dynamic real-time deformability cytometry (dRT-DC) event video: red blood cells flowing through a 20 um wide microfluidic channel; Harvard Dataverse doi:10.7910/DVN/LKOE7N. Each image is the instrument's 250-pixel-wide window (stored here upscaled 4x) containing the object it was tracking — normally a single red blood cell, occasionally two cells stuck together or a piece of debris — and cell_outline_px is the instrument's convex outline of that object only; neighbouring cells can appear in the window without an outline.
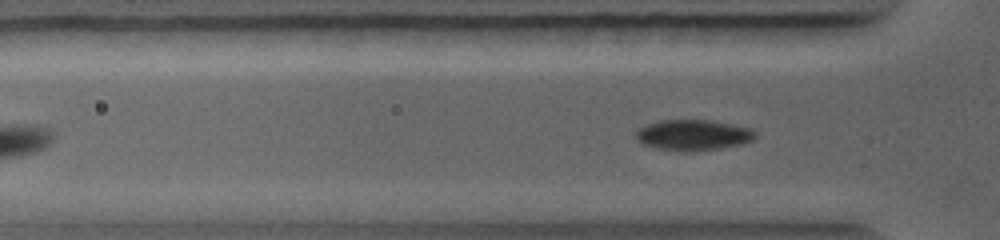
{"species": "common noctule bat (a hibernating species)", "species_latin": "Nyctalus noctula", "temperature_condition": "warm", "stored_images_in_passage": 22, "camera_frame_rate_fps": 5000, "um_per_image_px": 0.085, "animal": {"sex": "female", "body_mass_g": 19.0, "forearm_length_mm": 56.7}, "frame": {"image": 1, "passage_image": 6, "time_ms": 1.6, "image_size_px": [1000, 240], "cell_outline_px": [[756, 136], [752, 140], [740, 144], [716, 148], [684, 152], [660, 148], [644, 144], [636, 140], [636, 132], [640, 128], [648, 124], [660, 120], [704, 120], [732, 124], [748, 128]], "centroid_in_image_um": [58.87, 11.47], "position_along_channel_um": 66.9, "area_um2": 20.75}}
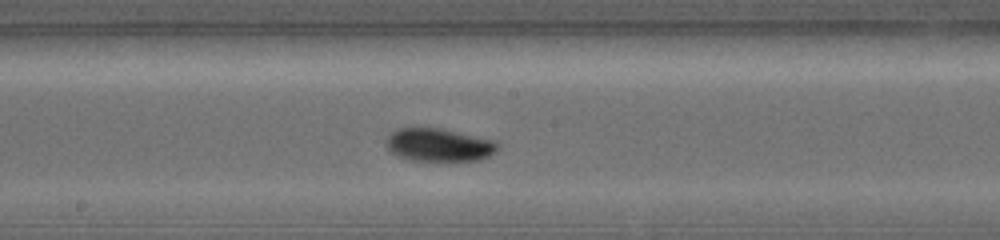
{"frame": {"image": 2, "passage_image": 12, "time_ms": 3.8, "image_size_px": [1000, 240], "cell_outline_px": [[500, 144], [488, 156], [480, 160], [412, 160], [400, 156], [392, 152], [388, 148], [388, 136], [396, 128], [440, 128], [496, 140]], "centroid_in_image_um": [37.33, 12.3], "position_along_channel_um": 210.9, "area_um2": 21.04}}
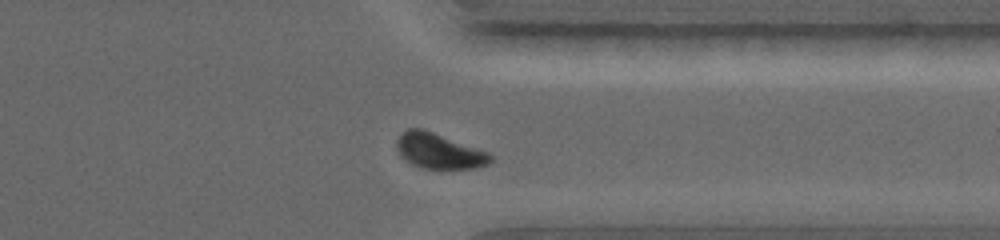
{"frame": {"image": 3, "passage_image": 20, "time_ms": 7.0, "image_size_px": [1000, 240], "cell_outline_px": [[492, 160], [488, 164], [476, 168], [420, 168], [412, 164], [400, 156], [396, 144], [396, 140], [408, 128], [420, 128], [432, 132], [488, 152], [492, 156]], "centroid_in_image_um": [37.3, 12.84], "position_along_channel_um": 374.1, "area_um2": 18.96}}